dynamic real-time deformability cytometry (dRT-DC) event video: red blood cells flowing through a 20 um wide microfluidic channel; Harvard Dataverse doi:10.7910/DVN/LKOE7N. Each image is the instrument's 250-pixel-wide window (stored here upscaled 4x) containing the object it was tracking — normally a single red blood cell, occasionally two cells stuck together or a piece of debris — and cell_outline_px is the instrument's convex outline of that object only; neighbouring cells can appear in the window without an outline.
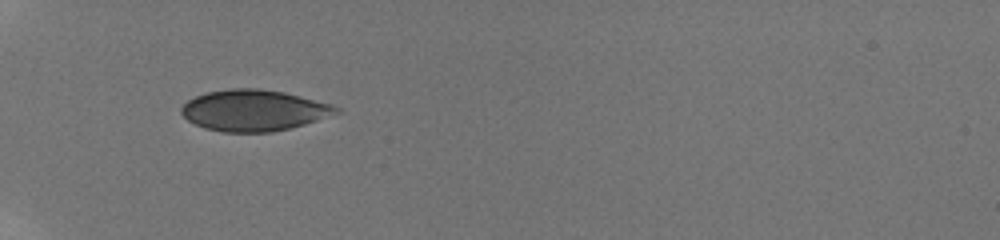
{"species": "human", "species_latin": "Homo sapiens", "temperature_condition": "room temperature", "stored_images_in_passage": 35, "camera_frame_rate_fps": 3000, "um_per_image_px": 0.085, "donor": {"sex": "male"}, "frame": {"image": 1, "passage_image": 1, "time_ms": 0.0, "image_size_px": [1000, 240], "cell_outline_px": [[344, 112], [304, 124], [272, 132], [224, 132], [204, 128], [188, 120], [180, 112], [180, 108], [188, 100], [204, 92], [228, 88], [260, 88], [284, 92], [332, 104], [340, 108]], "centroid_in_image_um": [21.59, 9.37], "position_along_channel_um": 63.4, "area_um2": 37.34}}
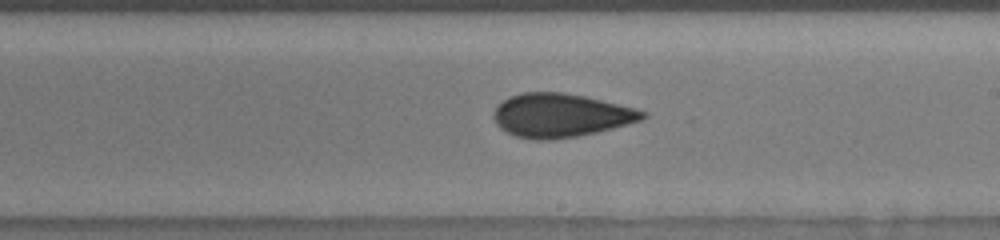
{"frame": {"image": 2, "passage_image": 16, "time_ms": 5.0, "image_size_px": [1000, 240], "cell_outline_px": [[648, 116], [640, 120], [628, 124], [596, 132], [576, 136], [552, 140], [536, 140], [516, 136], [500, 128], [496, 124], [492, 116], [492, 112], [508, 96], [524, 92], [564, 92], [584, 96], [636, 108], [648, 112]], "centroid_in_image_um": [47.65, 9.8], "position_along_channel_um": 241.4, "area_um2": 37.86}}
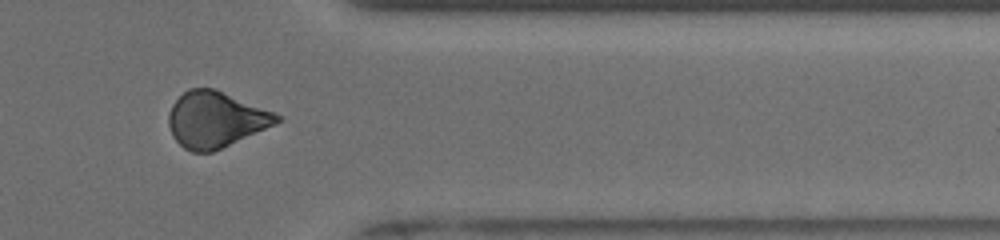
{"frame": {"image": 3, "passage_image": 28, "time_ms": 9.0, "image_size_px": [1000, 240], "cell_outline_px": [[284, 116], [276, 124], [212, 152], [192, 152], [184, 148], [172, 136], [168, 124], [168, 112], [172, 104], [188, 88], [216, 88]], "centroid_in_image_um": [18.32, 10.15], "position_along_channel_um": 393.1, "area_um2": 35.32}, "authors_computed_cell_mechanics": {"area_um2": 37.1654, "velocity_mm_per_s": 3.9024, "shape_relaxation_time_tau1_ms": 4.2628, "shape_relaxation_time_tau2_ms": null, "deformation_change_tau1": 0.0755, "deformation_change_tau2": null}}